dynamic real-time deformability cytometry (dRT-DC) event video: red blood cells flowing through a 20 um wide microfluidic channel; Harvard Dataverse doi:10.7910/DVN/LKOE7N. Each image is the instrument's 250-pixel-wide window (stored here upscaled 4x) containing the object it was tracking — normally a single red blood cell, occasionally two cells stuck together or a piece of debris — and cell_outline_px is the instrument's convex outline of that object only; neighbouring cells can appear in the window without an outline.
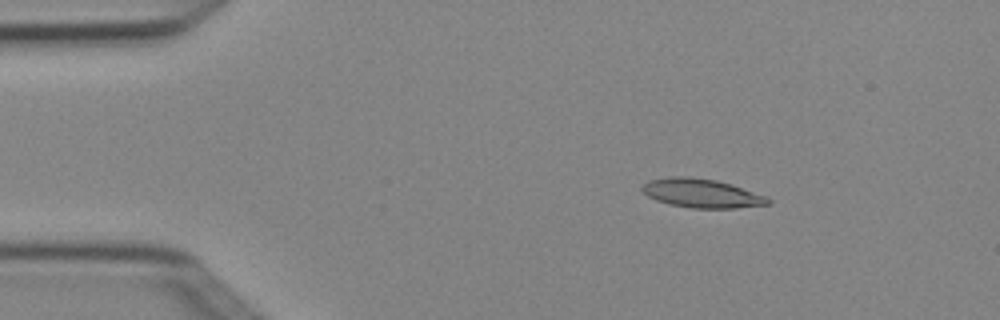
{"species": "Egyptian fruit bat (a non-hibernating species)", "species_latin": "Rousettus aegyptiacus", "temperature_condition": "cold", "stored_images_in_passage": 3, "camera_frame_rate_fps": 3000, "um_per_image_px": 0.085, "animal": {"sex": "female"}, "frame": {"image": 1, "passage_image": 2, "time_ms": 0.333, "image_size_px": [1000, 320], "cell_outline_px": [[772, 204], [736, 208], [692, 208], [668, 204], [656, 200], [648, 196], [640, 188], [648, 180], [668, 176], [684, 176], [716, 180], [732, 184], [768, 196], [772, 200]], "centroid_in_image_um": [59.67, 16.43], "position_along_channel_um": 25.3, "area_um2": 21.44}}
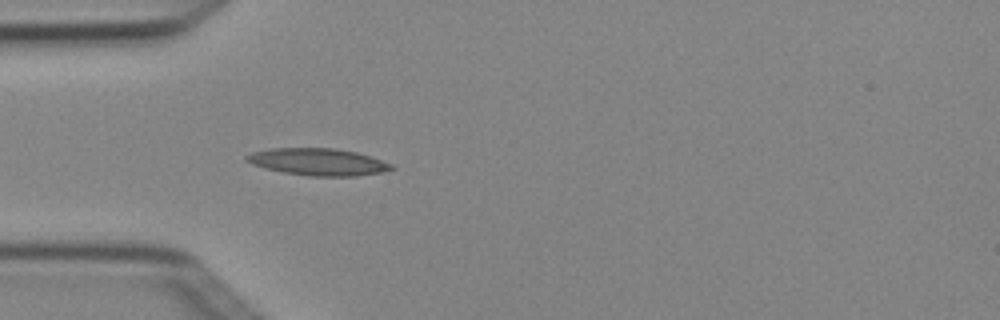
{"frame": {"image": 2, "passage_image": 3, "time_ms": 0.667, "image_size_px": [1000, 320], "cell_outline_px": [[396, 168], [380, 172], [356, 176], [308, 176], [284, 172], [264, 168], [252, 164], [244, 160], [244, 156], [252, 152], [272, 148], [336, 148], [356, 152], [392, 164]], "centroid_in_image_um": [26.99, 13.76], "position_along_channel_um": 58.0, "area_um2": 22.77}}